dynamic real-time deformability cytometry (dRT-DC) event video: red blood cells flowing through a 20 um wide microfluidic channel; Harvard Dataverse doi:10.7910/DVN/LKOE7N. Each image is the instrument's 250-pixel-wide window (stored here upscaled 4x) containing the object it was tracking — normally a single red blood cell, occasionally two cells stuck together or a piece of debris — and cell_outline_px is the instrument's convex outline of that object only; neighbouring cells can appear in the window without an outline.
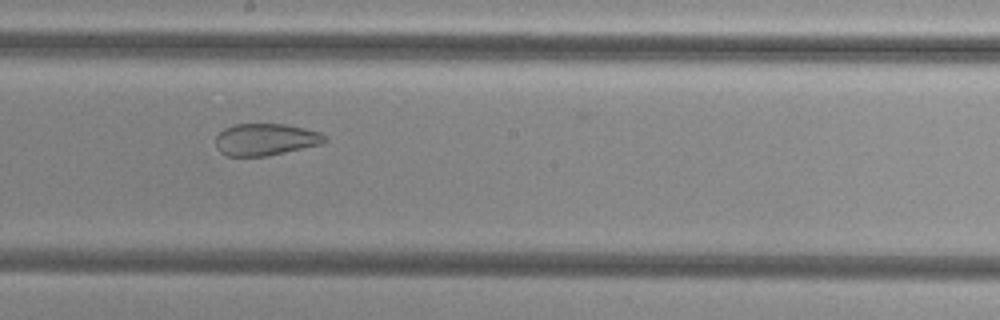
{"species": "common noctule bat (a hibernating species)", "species_latin": "Nyctalus noctula", "temperature_condition": "cold", "stored_images_in_passage": 44, "camera_frame_rate_fps": 3000, "um_per_image_px": 0.085, "animal": {"sex": "female", "body_mass_g": 29.2, "forearm_length_mm": 56.3}, "frame": {"image": 1, "passage_image": 31, "time_ms": 10.0, "image_size_px": [1000, 320], "cell_outline_px": [[328, 140], [320, 144], [268, 156], [228, 156], [220, 152], [216, 148], [216, 136], [224, 128], [236, 124], [288, 124], [320, 132], [328, 136]], "centroid_in_image_um": [22.58, 11.85], "position_along_channel_um": 225.6, "area_um2": 20.4}}
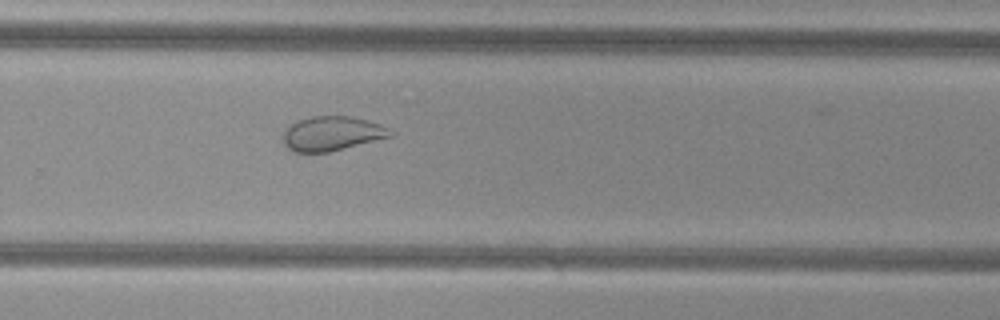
{"frame": {"image": 2, "passage_image": 37, "time_ms": 12.0, "image_size_px": [1000, 320], "cell_outline_px": [[396, 132], [392, 136], [328, 152], [292, 152], [284, 144], [284, 132], [296, 120], [312, 116], [352, 116], [368, 120], [380, 124]], "centroid_in_image_um": [28.24, 11.34], "position_along_channel_um": 301.6, "area_um2": 21.44}}
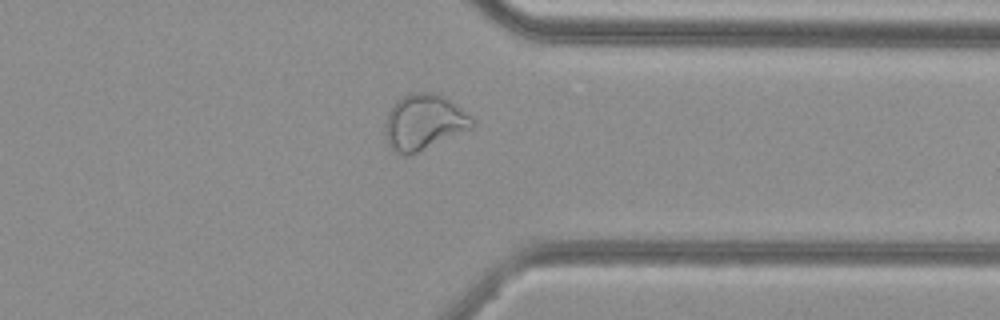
{"frame": {"image": 3, "passage_image": 43, "time_ms": 14.0, "image_size_px": [1000, 320], "cell_outline_px": [[472, 124], [468, 128], [408, 156], [392, 152], [384, 136], [384, 124], [388, 112], [396, 100], [400, 96], [408, 92], [432, 92], [444, 96], [464, 112], [472, 120]], "centroid_in_image_um": [35.89, 10.36], "position_along_channel_um": 375.5, "area_um2": 27.69}}